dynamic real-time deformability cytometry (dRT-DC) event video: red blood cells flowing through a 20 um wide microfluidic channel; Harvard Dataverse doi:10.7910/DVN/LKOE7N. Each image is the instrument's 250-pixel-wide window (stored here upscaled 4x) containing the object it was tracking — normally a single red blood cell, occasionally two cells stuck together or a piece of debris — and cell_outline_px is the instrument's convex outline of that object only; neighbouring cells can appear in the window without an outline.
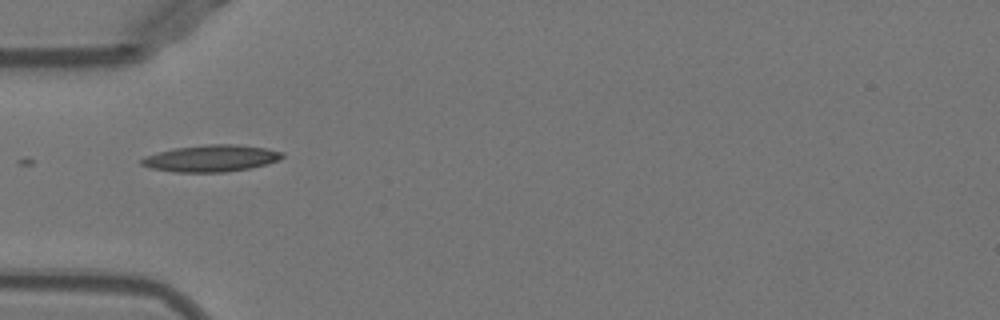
{"species": "Egyptian fruit bat (a non-hibernating species)", "species_latin": "Rousettus aegyptiacus", "temperature_condition": "warm", "stored_images_in_passage": 4, "camera_frame_rate_fps": 3000, "um_per_image_px": 0.085, "animal": {"sex": "female"}, "frame": {"image": 1, "passage_image": 1, "time_ms": 0.0, "image_size_px": [1000, 320], "cell_outline_px": [[284, 156], [280, 160], [248, 168], [224, 172], [172, 172], [152, 168], [140, 164], [140, 160], [144, 156], [172, 148], [208, 144], [236, 144], [264, 148], [284, 152]], "centroid_in_image_um": [17.92, 13.45], "position_along_channel_um": 67.1, "area_um2": 21.91}}
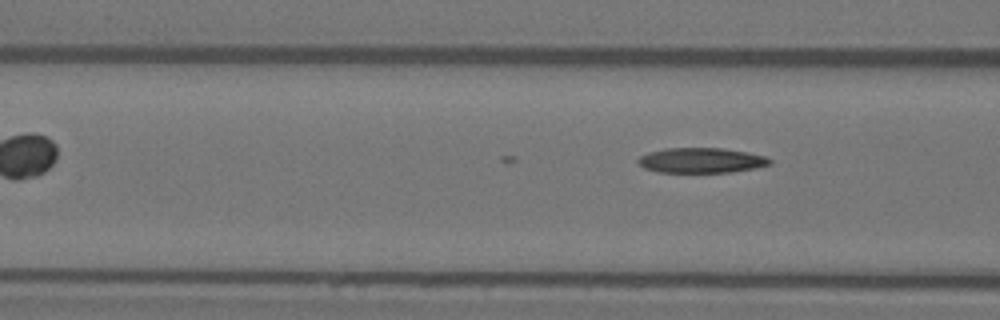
{"frame": {"image": 2, "passage_image": 4, "time_ms": 1.0, "image_size_px": [1000, 320], "cell_outline_px": [[772, 164], [756, 168], [732, 172], [660, 172], [644, 168], [636, 160], [640, 156], [648, 152], [664, 148], [720, 148], [748, 152], [768, 156], [772, 160]], "centroid_in_image_um": [59.65, 13.62], "position_along_channel_um": 107.0, "area_um2": 19.42}}